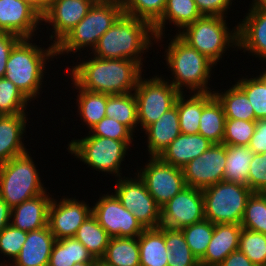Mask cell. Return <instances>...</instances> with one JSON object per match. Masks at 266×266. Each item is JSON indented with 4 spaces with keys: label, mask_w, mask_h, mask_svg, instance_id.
<instances>
[{
    "label": "cell",
    "mask_w": 266,
    "mask_h": 266,
    "mask_svg": "<svg viewBox=\"0 0 266 266\" xmlns=\"http://www.w3.org/2000/svg\"><path fill=\"white\" fill-rule=\"evenodd\" d=\"M40 14V0H24Z\"/></svg>",
    "instance_id": "55"
},
{
    "label": "cell",
    "mask_w": 266,
    "mask_h": 266,
    "mask_svg": "<svg viewBox=\"0 0 266 266\" xmlns=\"http://www.w3.org/2000/svg\"><path fill=\"white\" fill-rule=\"evenodd\" d=\"M241 227L266 235V202L258 192L247 200Z\"/></svg>",
    "instance_id": "42"
},
{
    "label": "cell",
    "mask_w": 266,
    "mask_h": 266,
    "mask_svg": "<svg viewBox=\"0 0 266 266\" xmlns=\"http://www.w3.org/2000/svg\"><path fill=\"white\" fill-rule=\"evenodd\" d=\"M47 192L24 201L12 208L10 224L22 231L29 232L48 226V211L52 197Z\"/></svg>",
    "instance_id": "20"
},
{
    "label": "cell",
    "mask_w": 266,
    "mask_h": 266,
    "mask_svg": "<svg viewBox=\"0 0 266 266\" xmlns=\"http://www.w3.org/2000/svg\"><path fill=\"white\" fill-rule=\"evenodd\" d=\"M106 116L127 126L132 132L137 128V100L134 92L107 95Z\"/></svg>",
    "instance_id": "36"
},
{
    "label": "cell",
    "mask_w": 266,
    "mask_h": 266,
    "mask_svg": "<svg viewBox=\"0 0 266 266\" xmlns=\"http://www.w3.org/2000/svg\"><path fill=\"white\" fill-rule=\"evenodd\" d=\"M213 91L214 96L222 104L226 119L255 121L254 109L246 94L235 84L228 90Z\"/></svg>",
    "instance_id": "32"
},
{
    "label": "cell",
    "mask_w": 266,
    "mask_h": 266,
    "mask_svg": "<svg viewBox=\"0 0 266 266\" xmlns=\"http://www.w3.org/2000/svg\"><path fill=\"white\" fill-rule=\"evenodd\" d=\"M256 128V121L226 119L222 144L248 146Z\"/></svg>",
    "instance_id": "44"
},
{
    "label": "cell",
    "mask_w": 266,
    "mask_h": 266,
    "mask_svg": "<svg viewBox=\"0 0 266 266\" xmlns=\"http://www.w3.org/2000/svg\"><path fill=\"white\" fill-rule=\"evenodd\" d=\"M26 121V114L0 115V164L28 151L22 142Z\"/></svg>",
    "instance_id": "25"
},
{
    "label": "cell",
    "mask_w": 266,
    "mask_h": 266,
    "mask_svg": "<svg viewBox=\"0 0 266 266\" xmlns=\"http://www.w3.org/2000/svg\"><path fill=\"white\" fill-rule=\"evenodd\" d=\"M258 193L263 197V199H264L265 202H266V188L262 189V190L259 191Z\"/></svg>",
    "instance_id": "57"
},
{
    "label": "cell",
    "mask_w": 266,
    "mask_h": 266,
    "mask_svg": "<svg viewBox=\"0 0 266 266\" xmlns=\"http://www.w3.org/2000/svg\"><path fill=\"white\" fill-rule=\"evenodd\" d=\"M218 266H257L239 249L230 253Z\"/></svg>",
    "instance_id": "51"
},
{
    "label": "cell",
    "mask_w": 266,
    "mask_h": 266,
    "mask_svg": "<svg viewBox=\"0 0 266 266\" xmlns=\"http://www.w3.org/2000/svg\"><path fill=\"white\" fill-rule=\"evenodd\" d=\"M224 19L225 16L203 15L177 34L217 65L227 48L238 47V26L230 31Z\"/></svg>",
    "instance_id": "6"
},
{
    "label": "cell",
    "mask_w": 266,
    "mask_h": 266,
    "mask_svg": "<svg viewBox=\"0 0 266 266\" xmlns=\"http://www.w3.org/2000/svg\"><path fill=\"white\" fill-rule=\"evenodd\" d=\"M40 23L42 16L24 0H0V32L32 38Z\"/></svg>",
    "instance_id": "18"
},
{
    "label": "cell",
    "mask_w": 266,
    "mask_h": 266,
    "mask_svg": "<svg viewBox=\"0 0 266 266\" xmlns=\"http://www.w3.org/2000/svg\"><path fill=\"white\" fill-rule=\"evenodd\" d=\"M248 187L253 192L266 188V153H254L249 166Z\"/></svg>",
    "instance_id": "47"
},
{
    "label": "cell",
    "mask_w": 266,
    "mask_h": 266,
    "mask_svg": "<svg viewBox=\"0 0 266 266\" xmlns=\"http://www.w3.org/2000/svg\"><path fill=\"white\" fill-rule=\"evenodd\" d=\"M132 141L114 140L111 138L87 136L78 140H71L67 150L88 167L96 171L121 177V163ZM120 168V169H119ZM121 174V175H120Z\"/></svg>",
    "instance_id": "9"
},
{
    "label": "cell",
    "mask_w": 266,
    "mask_h": 266,
    "mask_svg": "<svg viewBox=\"0 0 266 266\" xmlns=\"http://www.w3.org/2000/svg\"><path fill=\"white\" fill-rule=\"evenodd\" d=\"M241 230V224H215L205 255L199 261L200 266H218L230 253L238 250Z\"/></svg>",
    "instance_id": "21"
},
{
    "label": "cell",
    "mask_w": 266,
    "mask_h": 266,
    "mask_svg": "<svg viewBox=\"0 0 266 266\" xmlns=\"http://www.w3.org/2000/svg\"><path fill=\"white\" fill-rule=\"evenodd\" d=\"M74 238L81 242L96 260H100L111 237L91 214L79 227Z\"/></svg>",
    "instance_id": "34"
},
{
    "label": "cell",
    "mask_w": 266,
    "mask_h": 266,
    "mask_svg": "<svg viewBox=\"0 0 266 266\" xmlns=\"http://www.w3.org/2000/svg\"><path fill=\"white\" fill-rule=\"evenodd\" d=\"M94 2H100V1H103V0H93Z\"/></svg>",
    "instance_id": "61"
},
{
    "label": "cell",
    "mask_w": 266,
    "mask_h": 266,
    "mask_svg": "<svg viewBox=\"0 0 266 266\" xmlns=\"http://www.w3.org/2000/svg\"><path fill=\"white\" fill-rule=\"evenodd\" d=\"M167 0H122L123 13L152 26L162 17Z\"/></svg>",
    "instance_id": "41"
},
{
    "label": "cell",
    "mask_w": 266,
    "mask_h": 266,
    "mask_svg": "<svg viewBox=\"0 0 266 266\" xmlns=\"http://www.w3.org/2000/svg\"><path fill=\"white\" fill-rule=\"evenodd\" d=\"M12 209L0 197V231L10 224Z\"/></svg>",
    "instance_id": "52"
},
{
    "label": "cell",
    "mask_w": 266,
    "mask_h": 266,
    "mask_svg": "<svg viewBox=\"0 0 266 266\" xmlns=\"http://www.w3.org/2000/svg\"><path fill=\"white\" fill-rule=\"evenodd\" d=\"M89 250L75 238L56 240L48 266H72L80 262H96Z\"/></svg>",
    "instance_id": "31"
},
{
    "label": "cell",
    "mask_w": 266,
    "mask_h": 266,
    "mask_svg": "<svg viewBox=\"0 0 266 266\" xmlns=\"http://www.w3.org/2000/svg\"><path fill=\"white\" fill-rule=\"evenodd\" d=\"M21 39L10 32H0V78L5 76L6 63L14 45Z\"/></svg>",
    "instance_id": "49"
},
{
    "label": "cell",
    "mask_w": 266,
    "mask_h": 266,
    "mask_svg": "<svg viewBox=\"0 0 266 266\" xmlns=\"http://www.w3.org/2000/svg\"><path fill=\"white\" fill-rule=\"evenodd\" d=\"M225 164L226 145L212 144L207 151L182 168L186 186L204 189L222 182Z\"/></svg>",
    "instance_id": "15"
},
{
    "label": "cell",
    "mask_w": 266,
    "mask_h": 266,
    "mask_svg": "<svg viewBox=\"0 0 266 266\" xmlns=\"http://www.w3.org/2000/svg\"><path fill=\"white\" fill-rule=\"evenodd\" d=\"M54 0H40V15L43 16L48 9V6L53 2Z\"/></svg>",
    "instance_id": "53"
},
{
    "label": "cell",
    "mask_w": 266,
    "mask_h": 266,
    "mask_svg": "<svg viewBox=\"0 0 266 266\" xmlns=\"http://www.w3.org/2000/svg\"><path fill=\"white\" fill-rule=\"evenodd\" d=\"M239 250L257 266H266V235L242 228Z\"/></svg>",
    "instance_id": "43"
},
{
    "label": "cell",
    "mask_w": 266,
    "mask_h": 266,
    "mask_svg": "<svg viewBox=\"0 0 266 266\" xmlns=\"http://www.w3.org/2000/svg\"><path fill=\"white\" fill-rule=\"evenodd\" d=\"M202 16L194 0H167L162 17L153 25L156 43L163 39L162 36L165 37L163 34L167 20L182 31Z\"/></svg>",
    "instance_id": "26"
},
{
    "label": "cell",
    "mask_w": 266,
    "mask_h": 266,
    "mask_svg": "<svg viewBox=\"0 0 266 266\" xmlns=\"http://www.w3.org/2000/svg\"><path fill=\"white\" fill-rule=\"evenodd\" d=\"M153 40L156 42V35L150 23L123 13L99 38L91 54L102 59H129L143 67L141 53L148 52Z\"/></svg>",
    "instance_id": "2"
},
{
    "label": "cell",
    "mask_w": 266,
    "mask_h": 266,
    "mask_svg": "<svg viewBox=\"0 0 266 266\" xmlns=\"http://www.w3.org/2000/svg\"><path fill=\"white\" fill-rule=\"evenodd\" d=\"M32 40L21 38L14 45L6 63L4 76L12 81L30 102L40 94L47 60L49 62L50 58H56V46L51 44L44 49L36 43L32 44Z\"/></svg>",
    "instance_id": "3"
},
{
    "label": "cell",
    "mask_w": 266,
    "mask_h": 266,
    "mask_svg": "<svg viewBox=\"0 0 266 266\" xmlns=\"http://www.w3.org/2000/svg\"><path fill=\"white\" fill-rule=\"evenodd\" d=\"M213 143L201 134H180L162 152L159 158L174 167L183 168L207 151Z\"/></svg>",
    "instance_id": "24"
},
{
    "label": "cell",
    "mask_w": 266,
    "mask_h": 266,
    "mask_svg": "<svg viewBox=\"0 0 266 266\" xmlns=\"http://www.w3.org/2000/svg\"><path fill=\"white\" fill-rule=\"evenodd\" d=\"M226 116L222 104L214 97L202 110L198 133L213 144L223 142Z\"/></svg>",
    "instance_id": "35"
},
{
    "label": "cell",
    "mask_w": 266,
    "mask_h": 266,
    "mask_svg": "<svg viewBox=\"0 0 266 266\" xmlns=\"http://www.w3.org/2000/svg\"><path fill=\"white\" fill-rule=\"evenodd\" d=\"M202 15L226 16L233 0H194ZM226 12V13H225ZM225 14V15H224Z\"/></svg>",
    "instance_id": "48"
},
{
    "label": "cell",
    "mask_w": 266,
    "mask_h": 266,
    "mask_svg": "<svg viewBox=\"0 0 266 266\" xmlns=\"http://www.w3.org/2000/svg\"><path fill=\"white\" fill-rule=\"evenodd\" d=\"M149 157H159L180 132L177 99L175 105L145 130Z\"/></svg>",
    "instance_id": "23"
},
{
    "label": "cell",
    "mask_w": 266,
    "mask_h": 266,
    "mask_svg": "<svg viewBox=\"0 0 266 266\" xmlns=\"http://www.w3.org/2000/svg\"><path fill=\"white\" fill-rule=\"evenodd\" d=\"M165 245L168 249L167 266H200L181 230L165 227Z\"/></svg>",
    "instance_id": "37"
},
{
    "label": "cell",
    "mask_w": 266,
    "mask_h": 266,
    "mask_svg": "<svg viewBox=\"0 0 266 266\" xmlns=\"http://www.w3.org/2000/svg\"><path fill=\"white\" fill-rule=\"evenodd\" d=\"M55 241L56 239L48 226L27 232V239L11 265L48 266Z\"/></svg>",
    "instance_id": "22"
},
{
    "label": "cell",
    "mask_w": 266,
    "mask_h": 266,
    "mask_svg": "<svg viewBox=\"0 0 266 266\" xmlns=\"http://www.w3.org/2000/svg\"><path fill=\"white\" fill-rule=\"evenodd\" d=\"M254 152L248 146L226 145L223 181L248 186V172Z\"/></svg>",
    "instance_id": "30"
},
{
    "label": "cell",
    "mask_w": 266,
    "mask_h": 266,
    "mask_svg": "<svg viewBox=\"0 0 266 266\" xmlns=\"http://www.w3.org/2000/svg\"><path fill=\"white\" fill-rule=\"evenodd\" d=\"M92 207V215L110 237L137 238L145 228L116 195L104 194Z\"/></svg>",
    "instance_id": "13"
},
{
    "label": "cell",
    "mask_w": 266,
    "mask_h": 266,
    "mask_svg": "<svg viewBox=\"0 0 266 266\" xmlns=\"http://www.w3.org/2000/svg\"><path fill=\"white\" fill-rule=\"evenodd\" d=\"M253 191L237 183L218 182L202 189L205 219L215 224H241Z\"/></svg>",
    "instance_id": "8"
},
{
    "label": "cell",
    "mask_w": 266,
    "mask_h": 266,
    "mask_svg": "<svg viewBox=\"0 0 266 266\" xmlns=\"http://www.w3.org/2000/svg\"><path fill=\"white\" fill-rule=\"evenodd\" d=\"M184 93L177 97V111L179 114L180 132L182 134H197L203 108L215 97L213 91L206 93H192L185 99Z\"/></svg>",
    "instance_id": "27"
},
{
    "label": "cell",
    "mask_w": 266,
    "mask_h": 266,
    "mask_svg": "<svg viewBox=\"0 0 266 266\" xmlns=\"http://www.w3.org/2000/svg\"><path fill=\"white\" fill-rule=\"evenodd\" d=\"M93 4V0H54L48 6L47 12L42 16V22L53 27L54 31L49 37L54 41V46L87 15Z\"/></svg>",
    "instance_id": "17"
},
{
    "label": "cell",
    "mask_w": 266,
    "mask_h": 266,
    "mask_svg": "<svg viewBox=\"0 0 266 266\" xmlns=\"http://www.w3.org/2000/svg\"><path fill=\"white\" fill-rule=\"evenodd\" d=\"M28 152L0 164V197L11 209L47 190Z\"/></svg>",
    "instance_id": "7"
},
{
    "label": "cell",
    "mask_w": 266,
    "mask_h": 266,
    "mask_svg": "<svg viewBox=\"0 0 266 266\" xmlns=\"http://www.w3.org/2000/svg\"><path fill=\"white\" fill-rule=\"evenodd\" d=\"M123 14L122 0L94 2L87 15L56 45V56L94 49L99 38Z\"/></svg>",
    "instance_id": "5"
},
{
    "label": "cell",
    "mask_w": 266,
    "mask_h": 266,
    "mask_svg": "<svg viewBox=\"0 0 266 266\" xmlns=\"http://www.w3.org/2000/svg\"><path fill=\"white\" fill-rule=\"evenodd\" d=\"M205 220L202 189L186 186L161 207L160 226L179 229Z\"/></svg>",
    "instance_id": "14"
},
{
    "label": "cell",
    "mask_w": 266,
    "mask_h": 266,
    "mask_svg": "<svg viewBox=\"0 0 266 266\" xmlns=\"http://www.w3.org/2000/svg\"><path fill=\"white\" fill-rule=\"evenodd\" d=\"M242 22L238 23L237 50L248 51L259 60L266 61V9L250 7Z\"/></svg>",
    "instance_id": "19"
},
{
    "label": "cell",
    "mask_w": 266,
    "mask_h": 266,
    "mask_svg": "<svg viewBox=\"0 0 266 266\" xmlns=\"http://www.w3.org/2000/svg\"><path fill=\"white\" fill-rule=\"evenodd\" d=\"M96 262H80L74 263L72 266H95Z\"/></svg>",
    "instance_id": "56"
},
{
    "label": "cell",
    "mask_w": 266,
    "mask_h": 266,
    "mask_svg": "<svg viewBox=\"0 0 266 266\" xmlns=\"http://www.w3.org/2000/svg\"><path fill=\"white\" fill-rule=\"evenodd\" d=\"M259 75L266 81V69L265 68H264V71L260 72Z\"/></svg>",
    "instance_id": "59"
},
{
    "label": "cell",
    "mask_w": 266,
    "mask_h": 266,
    "mask_svg": "<svg viewBox=\"0 0 266 266\" xmlns=\"http://www.w3.org/2000/svg\"><path fill=\"white\" fill-rule=\"evenodd\" d=\"M250 7L266 9V0H252Z\"/></svg>",
    "instance_id": "54"
},
{
    "label": "cell",
    "mask_w": 266,
    "mask_h": 266,
    "mask_svg": "<svg viewBox=\"0 0 266 266\" xmlns=\"http://www.w3.org/2000/svg\"><path fill=\"white\" fill-rule=\"evenodd\" d=\"M77 92L76 102L78 103V113L84 121L85 125L90 129L95 124L100 122L106 117V105H107V94L96 93L84 90L80 88L72 79Z\"/></svg>",
    "instance_id": "33"
},
{
    "label": "cell",
    "mask_w": 266,
    "mask_h": 266,
    "mask_svg": "<svg viewBox=\"0 0 266 266\" xmlns=\"http://www.w3.org/2000/svg\"><path fill=\"white\" fill-rule=\"evenodd\" d=\"M136 178H117L114 194L145 229L158 228L161 223V207L149 194L143 180Z\"/></svg>",
    "instance_id": "11"
},
{
    "label": "cell",
    "mask_w": 266,
    "mask_h": 266,
    "mask_svg": "<svg viewBox=\"0 0 266 266\" xmlns=\"http://www.w3.org/2000/svg\"><path fill=\"white\" fill-rule=\"evenodd\" d=\"M29 99L14 83L0 78V115L26 114Z\"/></svg>",
    "instance_id": "40"
},
{
    "label": "cell",
    "mask_w": 266,
    "mask_h": 266,
    "mask_svg": "<svg viewBox=\"0 0 266 266\" xmlns=\"http://www.w3.org/2000/svg\"><path fill=\"white\" fill-rule=\"evenodd\" d=\"M55 200L52 198L49 206L48 227L56 240L74 238L79 227L92 214V207L73 197Z\"/></svg>",
    "instance_id": "16"
},
{
    "label": "cell",
    "mask_w": 266,
    "mask_h": 266,
    "mask_svg": "<svg viewBox=\"0 0 266 266\" xmlns=\"http://www.w3.org/2000/svg\"><path fill=\"white\" fill-rule=\"evenodd\" d=\"M248 147L256 154L266 153V119L256 121V128Z\"/></svg>",
    "instance_id": "50"
},
{
    "label": "cell",
    "mask_w": 266,
    "mask_h": 266,
    "mask_svg": "<svg viewBox=\"0 0 266 266\" xmlns=\"http://www.w3.org/2000/svg\"><path fill=\"white\" fill-rule=\"evenodd\" d=\"M158 76L151 79L141 76L133 91L137 100L138 123L144 130L172 108L180 94L167 79Z\"/></svg>",
    "instance_id": "10"
},
{
    "label": "cell",
    "mask_w": 266,
    "mask_h": 266,
    "mask_svg": "<svg viewBox=\"0 0 266 266\" xmlns=\"http://www.w3.org/2000/svg\"><path fill=\"white\" fill-rule=\"evenodd\" d=\"M140 266H167L165 227L145 229L139 236Z\"/></svg>",
    "instance_id": "28"
},
{
    "label": "cell",
    "mask_w": 266,
    "mask_h": 266,
    "mask_svg": "<svg viewBox=\"0 0 266 266\" xmlns=\"http://www.w3.org/2000/svg\"><path fill=\"white\" fill-rule=\"evenodd\" d=\"M187 245L193 255L200 261L206 252L214 232V224L203 220L181 229Z\"/></svg>",
    "instance_id": "38"
},
{
    "label": "cell",
    "mask_w": 266,
    "mask_h": 266,
    "mask_svg": "<svg viewBox=\"0 0 266 266\" xmlns=\"http://www.w3.org/2000/svg\"><path fill=\"white\" fill-rule=\"evenodd\" d=\"M100 260L109 266H140L138 237H111Z\"/></svg>",
    "instance_id": "29"
},
{
    "label": "cell",
    "mask_w": 266,
    "mask_h": 266,
    "mask_svg": "<svg viewBox=\"0 0 266 266\" xmlns=\"http://www.w3.org/2000/svg\"><path fill=\"white\" fill-rule=\"evenodd\" d=\"M95 266H109V265H107L106 263L102 262L101 260H97Z\"/></svg>",
    "instance_id": "58"
},
{
    "label": "cell",
    "mask_w": 266,
    "mask_h": 266,
    "mask_svg": "<svg viewBox=\"0 0 266 266\" xmlns=\"http://www.w3.org/2000/svg\"><path fill=\"white\" fill-rule=\"evenodd\" d=\"M88 136H98L121 141H133V132L124 124L110 117H104L89 129Z\"/></svg>",
    "instance_id": "45"
},
{
    "label": "cell",
    "mask_w": 266,
    "mask_h": 266,
    "mask_svg": "<svg viewBox=\"0 0 266 266\" xmlns=\"http://www.w3.org/2000/svg\"><path fill=\"white\" fill-rule=\"evenodd\" d=\"M71 79L82 89L119 95L133 92L142 74V66L129 59L91 57L72 66Z\"/></svg>",
    "instance_id": "1"
},
{
    "label": "cell",
    "mask_w": 266,
    "mask_h": 266,
    "mask_svg": "<svg viewBox=\"0 0 266 266\" xmlns=\"http://www.w3.org/2000/svg\"><path fill=\"white\" fill-rule=\"evenodd\" d=\"M252 77L240 78L235 84L246 94L257 121L266 119V81L260 75Z\"/></svg>",
    "instance_id": "39"
},
{
    "label": "cell",
    "mask_w": 266,
    "mask_h": 266,
    "mask_svg": "<svg viewBox=\"0 0 266 266\" xmlns=\"http://www.w3.org/2000/svg\"><path fill=\"white\" fill-rule=\"evenodd\" d=\"M148 163L137 174L149 194L162 207L186 187L182 168L163 162L159 157H149Z\"/></svg>",
    "instance_id": "12"
},
{
    "label": "cell",
    "mask_w": 266,
    "mask_h": 266,
    "mask_svg": "<svg viewBox=\"0 0 266 266\" xmlns=\"http://www.w3.org/2000/svg\"><path fill=\"white\" fill-rule=\"evenodd\" d=\"M168 48V49H167ZM165 48V61L173 80L168 81L180 92L189 88L191 93L211 92L208 82L214 63L187 44L178 34ZM183 87V88H182Z\"/></svg>",
    "instance_id": "4"
},
{
    "label": "cell",
    "mask_w": 266,
    "mask_h": 266,
    "mask_svg": "<svg viewBox=\"0 0 266 266\" xmlns=\"http://www.w3.org/2000/svg\"><path fill=\"white\" fill-rule=\"evenodd\" d=\"M9 265L12 266V265L9 264L8 262H7V263H5V262H4V263H0V266H9Z\"/></svg>",
    "instance_id": "60"
},
{
    "label": "cell",
    "mask_w": 266,
    "mask_h": 266,
    "mask_svg": "<svg viewBox=\"0 0 266 266\" xmlns=\"http://www.w3.org/2000/svg\"><path fill=\"white\" fill-rule=\"evenodd\" d=\"M27 239V232L13 227L11 224L0 231V253L9 257L8 261L16 259Z\"/></svg>",
    "instance_id": "46"
}]
</instances>
